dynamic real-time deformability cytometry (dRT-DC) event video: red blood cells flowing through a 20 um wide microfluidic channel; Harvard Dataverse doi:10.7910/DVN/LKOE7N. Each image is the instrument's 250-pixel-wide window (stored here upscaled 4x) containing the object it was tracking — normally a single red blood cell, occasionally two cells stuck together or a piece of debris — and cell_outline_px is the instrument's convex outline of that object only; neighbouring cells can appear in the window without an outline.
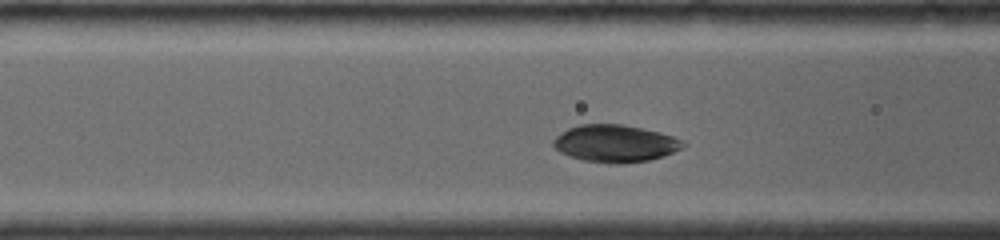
{"species": "common noctule bat (a hibernating species)", "species_latin": "Nyctalus noctula", "temperature_condition": "room temperature", "stored_images_in_passage": 22, "camera_frame_rate_fps": 4000, "um_per_image_px": 0.085, "animal": {"sex": "female", "body_mass_g": 19.0, "forearm_length_mm": 56.7}, "frame": {"image": 1, "passage_image": 7, "time_ms": 3.0, "image_size_px": [1000, 240], "cell_outline_px": [[684, 148], [648, 160], [620, 164], [608, 164], [584, 160], [560, 152], [552, 144], [552, 140], [556, 136], [568, 128], [580, 124], [620, 124], [660, 132], [684, 140]], "centroid_in_image_um": [52.27, 12.19], "position_along_channel_um": 114.3, "area_um2": 27.98}}
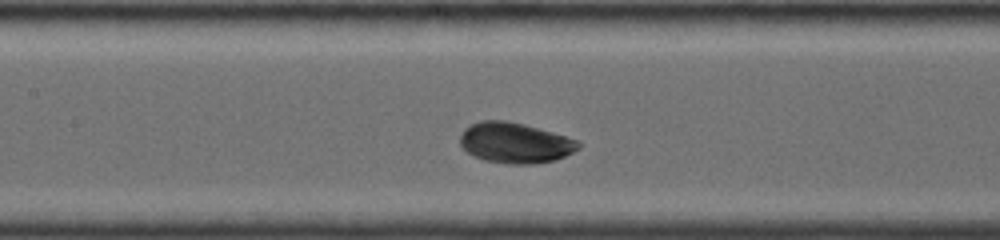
{"frame": {"image": 2, "passage_image": 10, "time_ms": 4.25, "image_size_px": [1000, 240], "cell_outline_px": [[580, 148], [556, 160], [536, 164], [508, 164], [484, 160], [472, 156], [460, 144], [460, 136], [464, 128], [480, 120], [504, 120], [524, 124], [580, 140]], "centroid_in_image_um": [43.78, 12.14], "position_along_channel_um": 163.6, "area_um2": 28.09}, "authors_computed_cell_mechanics": {"area_um2": 28.033, "velocity_mm_per_s": 3.956, "shape_relaxation_time_tau1_ms": 1.6522, "shape_relaxation_time_tau2_ms": 1.0183, "deformation_change_tau1": 0.0957, "deformation_change_tau2": 0.0384}}